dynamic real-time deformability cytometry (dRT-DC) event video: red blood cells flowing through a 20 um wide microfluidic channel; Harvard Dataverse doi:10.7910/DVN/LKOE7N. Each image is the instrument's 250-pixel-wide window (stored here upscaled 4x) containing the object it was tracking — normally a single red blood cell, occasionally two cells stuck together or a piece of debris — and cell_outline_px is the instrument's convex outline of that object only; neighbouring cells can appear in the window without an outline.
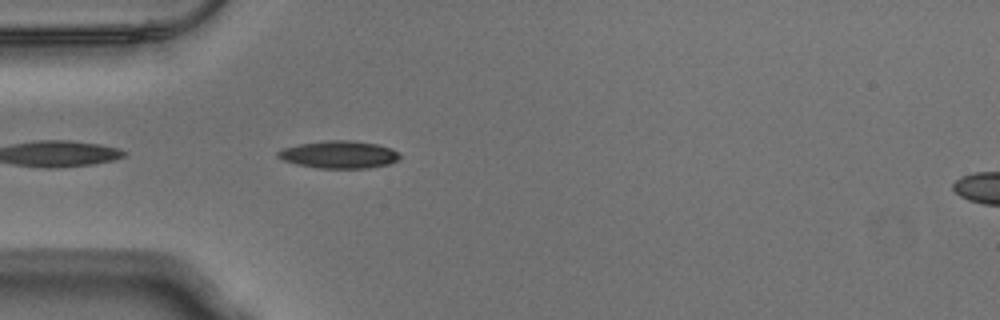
{"species": "Egyptian fruit bat (a non-hibernating species)", "species_latin": "Rousettus aegyptiacus", "temperature_condition": "warm", "stored_images_in_passage": 6, "camera_frame_rate_fps": 3000, "um_per_image_px": 0.085, "animal": {"sex": "male"}, "frame": {"image": 1, "passage_image": 2, "time_ms": 0.333, "image_size_px": [1000, 320], "cell_outline_px": [[400, 156], [396, 160], [388, 164], [368, 168], [320, 168], [296, 164], [284, 160], [276, 156], [276, 152], [280, 148], [300, 144], [328, 140], [352, 140], [376, 144], [392, 148], [400, 152]], "centroid_in_image_um": [28.8, 13.13], "position_along_channel_um": 56.2, "area_um2": 19.54}}